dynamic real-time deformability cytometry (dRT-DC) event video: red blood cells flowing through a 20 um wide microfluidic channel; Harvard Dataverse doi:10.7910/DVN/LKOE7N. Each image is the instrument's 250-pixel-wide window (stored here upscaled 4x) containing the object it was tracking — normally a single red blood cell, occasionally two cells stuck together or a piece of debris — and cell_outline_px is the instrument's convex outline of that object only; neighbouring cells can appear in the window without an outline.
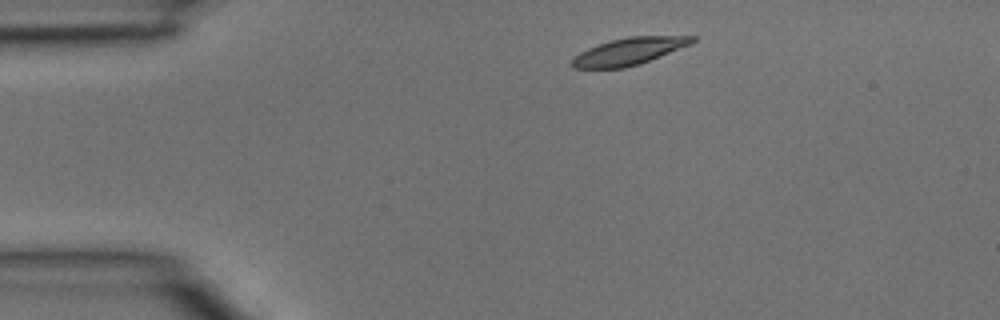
{"species": "common noctule bat (a hibernating species)", "species_latin": "Nyctalus noctula", "temperature_condition": "room temperature", "stored_images_in_passage": 34, "camera_frame_rate_fps": 3000, "um_per_image_px": 0.085, "animal": {"sex": "male", "body_mass_g": 15.6}, "frame": {"image": 1, "passage_image": 1, "time_ms": 0.0, "image_size_px": [1000, 320], "cell_outline_px": [[696, 40], [692, 44], [640, 64], [624, 68], [572, 68], [572, 60], [580, 52], [588, 48], [612, 40], [628, 36], [696, 36]], "centroid_in_image_um": [53.51, 4.36], "position_along_channel_um": 31.5, "area_um2": 18.84}}
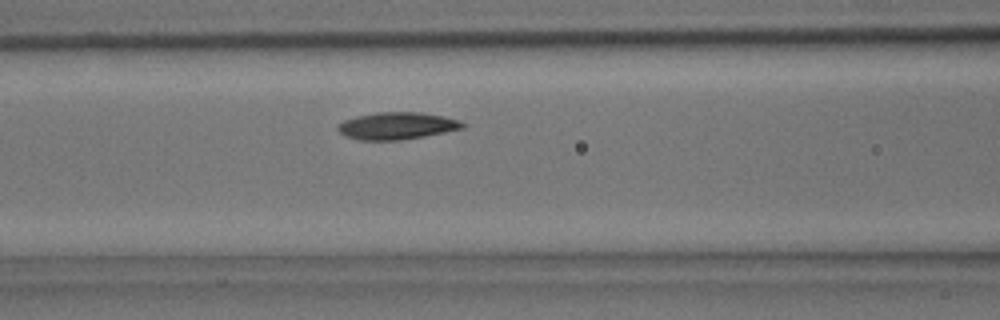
{"frame": {"image": 2, "passage_image": 10, "time_ms": 3.0, "image_size_px": [1000, 320], "cell_outline_px": [[468, 124], [464, 128], [424, 136], [400, 140], [360, 140], [348, 136], [340, 132], [336, 128], [336, 124], [344, 120], [356, 116], [380, 112], [420, 112], [444, 116], [460, 120]], "centroid_in_image_um": [33.76, 10.69], "position_along_channel_um": 132.8, "area_um2": 19.77}}
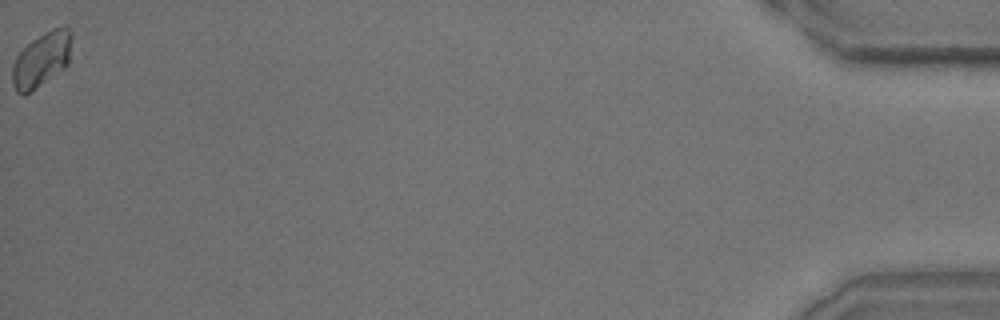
{"frame": {"image": 3, "passage_image": 34, "time_ms": 11.0, "image_size_px": [1000, 320], "cell_outline_px": [[72, 36], [68, 64], [64, 68], [24, 96], [16, 92], [12, 80], [12, 64], [16, 56], [32, 40], [44, 32], [52, 28], [64, 24], [68, 24], [72, 28]], "centroid_in_image_um": [3.56, 5.01], "position_along_channel_um": 431.6, "area_um2": 19.13}}